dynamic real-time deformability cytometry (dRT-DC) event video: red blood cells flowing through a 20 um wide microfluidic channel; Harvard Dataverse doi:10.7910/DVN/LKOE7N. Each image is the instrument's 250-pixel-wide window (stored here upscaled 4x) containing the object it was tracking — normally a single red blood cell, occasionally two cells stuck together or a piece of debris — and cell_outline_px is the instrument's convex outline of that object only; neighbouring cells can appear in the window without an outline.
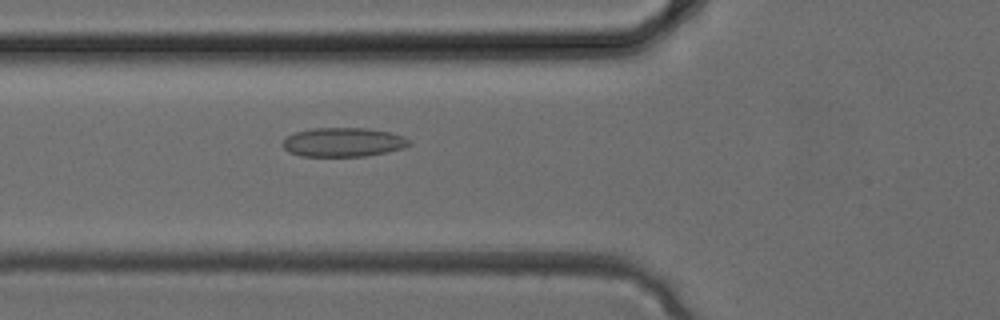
{"species": "common noctule bat (a hibernating species)", "species_latin": "Nyctalus noctula", "temperature_condition": "cold", "stored_images_in_passage": 25, "camera_frame_rate_fps": 3000, "um_per_image_px": 0.085, "animal": {"sex": "female", "body_mass_g": 24.6, "forearm_length_mm": 56.2}, "frame": {"image": 1, "passage_image": 3, "time_ms": 0.667, "image_size_px": [1000, 320], "cell_outline_px": [[412, 144], [404, 148], [388, 152], [368, 156], [300, 156], [288, 152], [280, 144], [288, 136], [296, 132], [312, 128], [368, 128], [388, 132], [404, 136]], "centroid_in_image_um": [29.18, 12.09], "position_along_channel_um": 96.6, "area_um2": 21.56}}
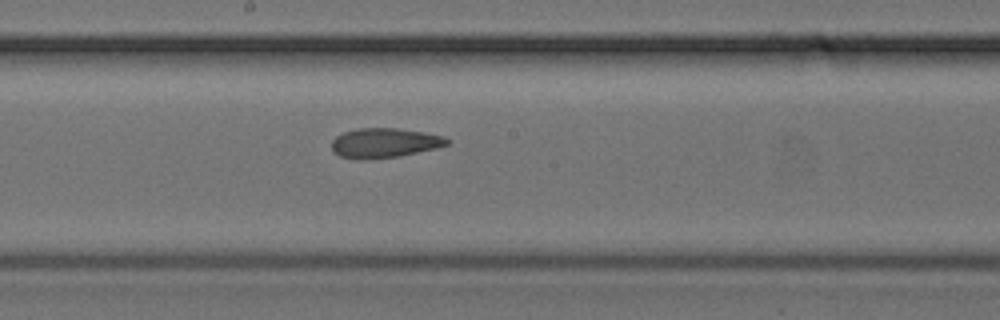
{"frame": {"image": 2, "passage_image": 9, "time_ms": 2.667, "image_size_px": [1000, 320], "cell_outline_px": [[448, 144], [436, 148], [400, 156], [364, 160], [356, 160], [340, 156], [332, 152], [332, 140], [336, 136], [344, 132], [356, 128], [400, 128], [424, 132], [444, 136], [448, 140]], "centroid_in_image_um": [32.64, 12.15], "position_along_channel_um": 215.6, "area_um2": 20.11}}
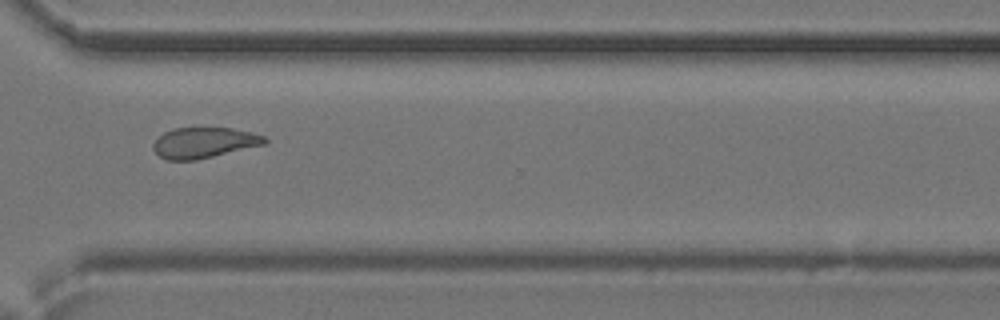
{"frame": {"image": 3, "passage_image": 16, "time_ms": 5.0, "image_size_px": [1000, 320], "cell_outline_px": [[268, 140], [264, 144], [196, 160], [168, 160], [160, 156], [152, 148], [152, 144], [164, 132], [172, 128], [232, 128], [252, 132], [264, 136]], "centroid_in_image_um": [17.32, 12.12], "position_along_channel_um": 353.3, "area_um2": 19.71}}